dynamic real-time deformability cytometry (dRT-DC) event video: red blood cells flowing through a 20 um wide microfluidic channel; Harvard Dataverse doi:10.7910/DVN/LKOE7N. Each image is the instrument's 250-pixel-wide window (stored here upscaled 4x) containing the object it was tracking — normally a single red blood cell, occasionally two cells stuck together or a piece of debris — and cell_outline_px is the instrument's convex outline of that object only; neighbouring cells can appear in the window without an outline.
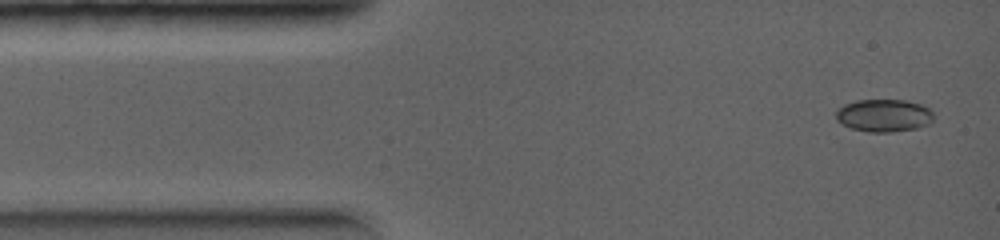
{"species": "common noctule bat (a hibernating species)", "species_latin": "Nyctalus noctula", "temperature_condition": "warm", "stored_images_in_passage": 22, "camera_frame_rate_fps": 5000, "um_per_image_px": 0.085, "animal": {"sex": "female", "body_mass_g": 19.0, "forearm_length_mm": 56.7}, "frame": {"image": 1, "passage_image": 1, "time_ms": 0.0, "image_size_px": [1000, 240], "cell_outline_px": [[932, 120], [928, 124], [916, 128], [892, 132], [868, 132], [852, 128], [840, 124], [836, 120], [836, 108], [844, 104], [856, 100], [904, 100], [920, 104], [928, 108], [932, 112]], "centroid_in_image_um": [75.07, 9.81], "position_along_channel_um": 9.9, "area_um2": 18.61}}
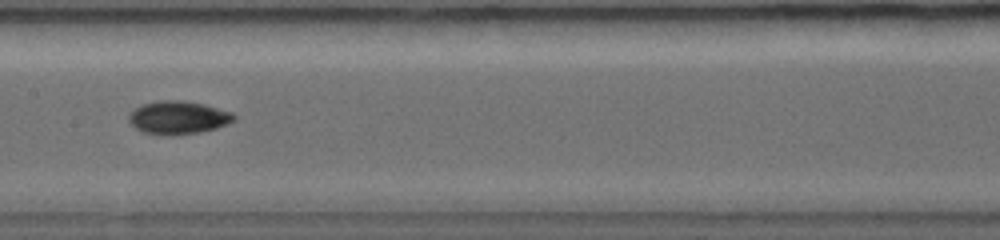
{"frame": {"image": 2, "passage_image": 10, "time_ms": 4.0, "image_size_px": [1000, 240], "cell_outline_px": [[236, 120], [228, 124], [216, 128], [200, 132], [144, 132], [136, 128], [128, 120], [128, 116], [140, 104], [160, 100], [180, 100], [204, 104], [232, 112], [236, 116]], "centroid_in_image_um": [15.19, 9.94], "position_along_channel_um": 192.2, "area_um2": 19.54}}
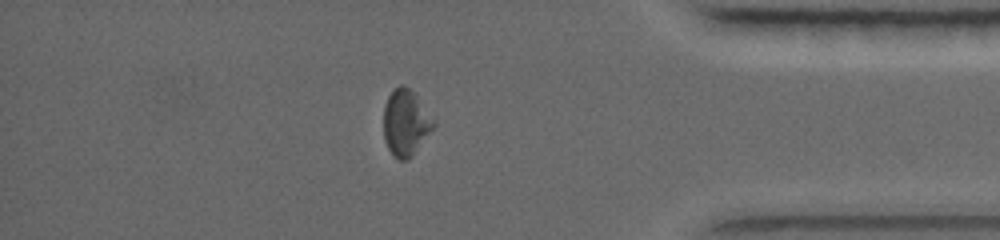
{"frame": {"image": 3, "passage_image": 18, "time_ms": 7.6, "image_size_px": [1000, 240], "cell_outline_px": [[436, 124], [412, 156], [408, 160], [400, 160], [388, 148], [384, 140], [384, 104], [388, 96], [400, 84], [404, 84], [416, 96], [436, 120]], "centroid_in_image_um": [34.49, 10.43], "position_along_channel_um": 400.7, "area_um2": 19.07}}